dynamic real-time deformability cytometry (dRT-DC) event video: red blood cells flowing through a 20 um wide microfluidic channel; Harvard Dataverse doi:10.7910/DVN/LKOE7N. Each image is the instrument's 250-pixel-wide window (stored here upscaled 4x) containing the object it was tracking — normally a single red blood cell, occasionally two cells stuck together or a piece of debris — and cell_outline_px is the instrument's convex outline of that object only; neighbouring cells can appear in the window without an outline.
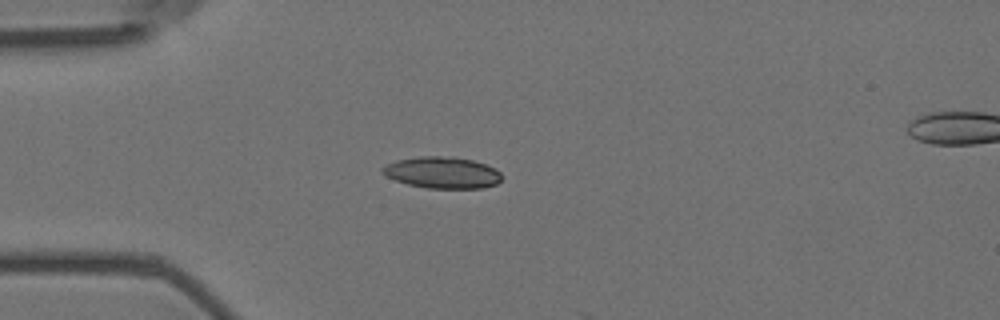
{"species": "Egyptian fruit bat (a non-hibernating species)", "species_latin": "Rousettus aegyptiacus", "temperature_condition": "room temperature", "stored_images_in_passage": 2, "camera_frame_rate_fps": 3000, "um_per_image_px": 0.085, "animal": {"sex": "female"}, "frame": {"image": 1, "passage_image": 1, "time_ms": 0.0, "image_size_px": [1000, 320], "cell_outline_px": [[500, 180], [496, 184], [484, 188], [428, 188], [408, 184], [396, 180], [380, 172], [380, 168], [396, 160], [420, 156], [452, 156], [472, 160], [496, 168], [500, 172]], "centroid_in_image_um": [37.59, 14.66], "position_along_channel_um": 47.4, "area_um2": 21.85}}